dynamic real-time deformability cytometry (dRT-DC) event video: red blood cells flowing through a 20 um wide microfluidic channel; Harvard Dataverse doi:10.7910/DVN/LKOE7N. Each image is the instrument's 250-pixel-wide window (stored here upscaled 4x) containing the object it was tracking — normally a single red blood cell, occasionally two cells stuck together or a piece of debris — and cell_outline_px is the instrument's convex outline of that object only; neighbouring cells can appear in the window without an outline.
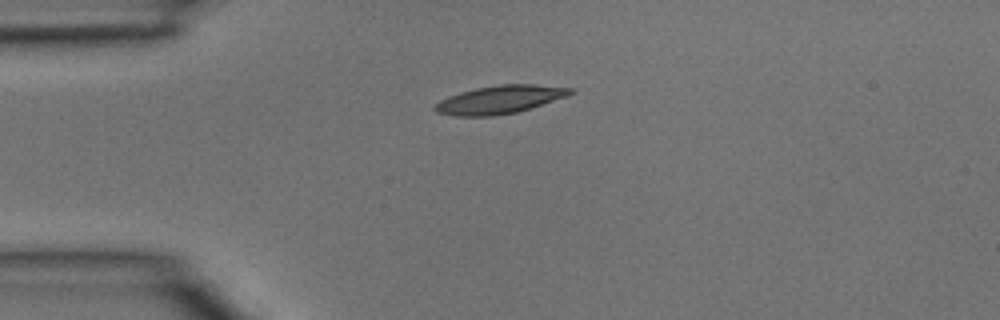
{"species": "common noctule bat (a hibernating species)", "species_latin": "Nyctalus noctula", "temperature_condition": "room temperature", "stored_images_in_passage": 1, "camera_frame_rate_fps": 3000, "um_per_image_px": 0.085, "animal": {"sex": "male", "body_mass_g": 15.6}, "frame": {"image": 1, "passage_image": 1, "time_ms": 0.0, "image_size_px": [1000, 320], "cell_outline_px": [[572, 92], [568, 96], [532, 108], [516, 112], [492, 116], [456, 116], [436, 112], [432, 108], [440, 100], [448, 96], [460, 92], [476, 88], [500, 84], [532, 84], [572, 88]], "centroid_in_image_um": [42.47, 8.47], "position_along_channel_um": 42.5, "area_um2": 22.14}}